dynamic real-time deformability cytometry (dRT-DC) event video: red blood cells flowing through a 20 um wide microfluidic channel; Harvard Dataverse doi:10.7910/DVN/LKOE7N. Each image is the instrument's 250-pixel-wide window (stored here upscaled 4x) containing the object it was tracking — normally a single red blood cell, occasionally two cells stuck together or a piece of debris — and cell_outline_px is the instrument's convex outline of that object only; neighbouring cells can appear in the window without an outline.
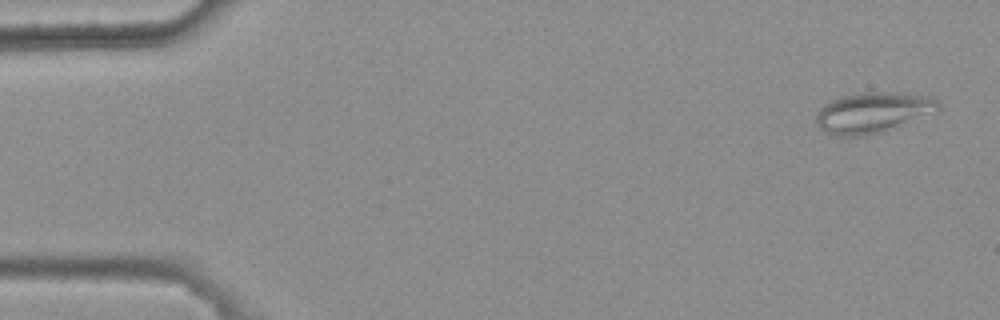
{"species": "common noctule bat (a hibernating species)", "species_latin": "Nyctalus noctula", "temperature_condition": "warm", "stored_images_in_passage": 5, "camera_frame_rate_fps": 3000, "um_per_image_px": 0.085, "animal": {"sex": "female", "body_mass_g": 25.1}, "frame": {"image": 1, "passage_image": 1, "time_ms": 0.0, "image_size_px": [1000, 320], "cell_outline_px": [[940, 112], [896, 128], [884, 132], [864, 136], [836, 136], [824, 132], [816, 124], [816, 112], [824, 104], [832, 100], [844, 96], [872, 92], [896, 92], [936, 96], [940, 100]], "centroid_in_image_um": [74.3, 9.58], "position_along_channel_um": 10.7, "area_um2": 29.71}}